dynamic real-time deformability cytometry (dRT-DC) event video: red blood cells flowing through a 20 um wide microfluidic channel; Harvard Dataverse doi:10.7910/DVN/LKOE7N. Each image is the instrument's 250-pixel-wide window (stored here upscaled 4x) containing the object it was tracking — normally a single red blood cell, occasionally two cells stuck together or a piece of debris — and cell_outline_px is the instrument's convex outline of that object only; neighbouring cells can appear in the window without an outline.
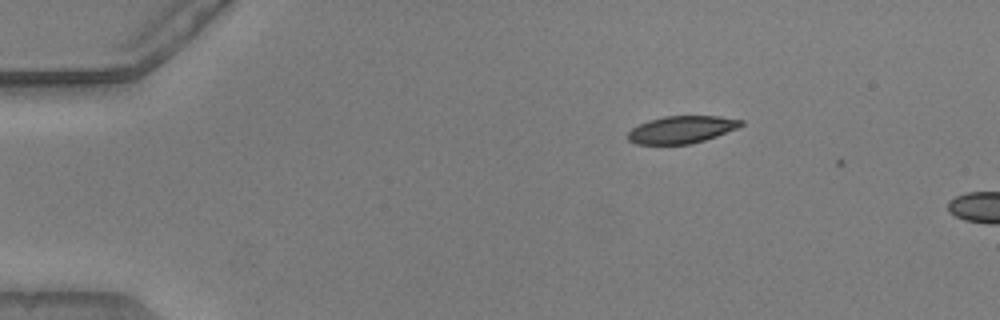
{"species": "common noctule bat (a hibernating species)", "species_latin": "Nyctalus noctula", "temperature_condition": "warm", "stored_images_in_passage": 4, "camera_frame_rate_fps": 3000, "um_per_image_px": 0.085, "animal": {"sex": "male", "body_mass_g": 20.5, "forearm_length_mm": 52.5}, "frame": {"image": 1, "passage_image": 3, "time_ms": 0.667, "image_size_px": [1000, 320], "cell_outline_px": [[744, 124], [736, 128], [716, 136], [692, 144], [636, 144], [628, 140], [628, 132], [632, 128], [648, 120], [664, 116], [720, 116], [744, 120]], "centroid_in_image_um": [57.93, 11.01], "position_along_channel_um": 27.1, "area_um2": 17.98}}